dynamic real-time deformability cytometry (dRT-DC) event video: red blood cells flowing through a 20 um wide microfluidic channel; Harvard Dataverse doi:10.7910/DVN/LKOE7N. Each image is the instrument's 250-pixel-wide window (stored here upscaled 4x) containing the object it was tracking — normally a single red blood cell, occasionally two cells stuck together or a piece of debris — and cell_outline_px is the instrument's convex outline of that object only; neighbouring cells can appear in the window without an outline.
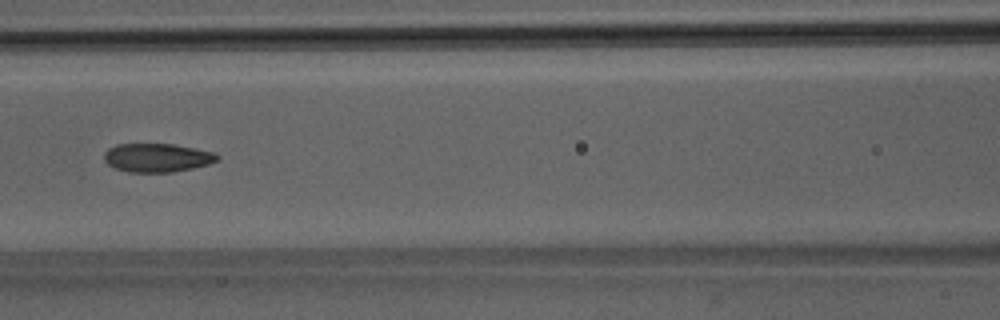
{"species": "Egyptian fruit bat (a non-hibernating species)", "species_latin": "Rousettus aegyptiacus", "temperature_condition": "room temperature", "stored_images_in_passage": 6, "camera_frame_rate_fps": 3000, "um_per_image_px": 0.085, "animal": {"sex": "male"}, "frame": {"image": 1, "passage_image": 6, "time_ms": 6.333, "image_size_px": [1000, 320], "cell_outline_px": [[220, 156], [216, 160], [208, 164], [192, 168], [172, 172], [128, 172], [116, 168], [108, 164], [104, 160], [104, 152], [108, 148], [116, 144], [172, 144], [212, 152]], "centroid_in_image_um": [13.3, 13.4], "position_along_channel_um": 153.3, "area_um2": 18.67}}